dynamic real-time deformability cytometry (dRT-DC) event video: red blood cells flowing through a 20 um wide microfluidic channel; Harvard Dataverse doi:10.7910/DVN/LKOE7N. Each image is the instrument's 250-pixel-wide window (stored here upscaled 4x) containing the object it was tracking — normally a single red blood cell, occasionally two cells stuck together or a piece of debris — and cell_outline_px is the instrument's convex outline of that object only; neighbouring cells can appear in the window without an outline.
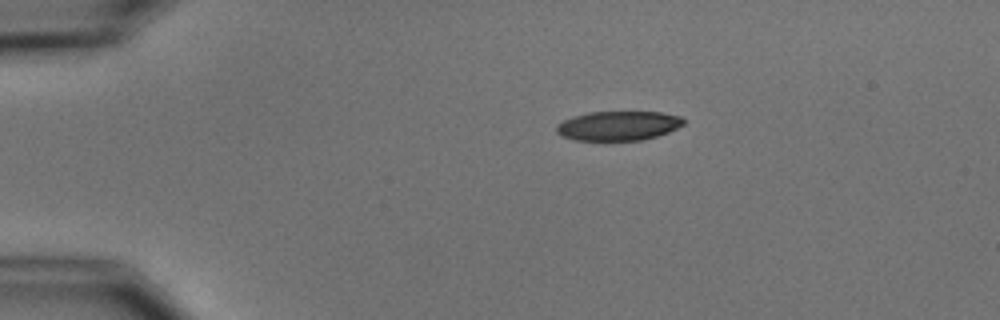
{"species": "common noctule bat (a hibernating species)", "species_latin": "Nyctalus noctula", "temperature_condition": "cold", "stored_images_in_passage": 5, "camera_frame_rate_fps": 3000, "um_per_image_px": 0.085, "animal": {"sex": "male", "body_mass_g": 15.6}, "frame": {"image": 1, "passage_image": 1, "time_ms": 0.0, "image_size_px": [1000, 320], "cell_outline_px": [[684, 124], [668, 132], [656, 136], [640, 140], [572, 140], [560, 136], [556, 132], [556, 124], [572, 116], [588, 112], [660, 112], [680, 116], [684, 120]], "centroid_in_image_um": [52.5, 10.69], "position_along_channel_um": 32.5, "area_um2": 21.79}}
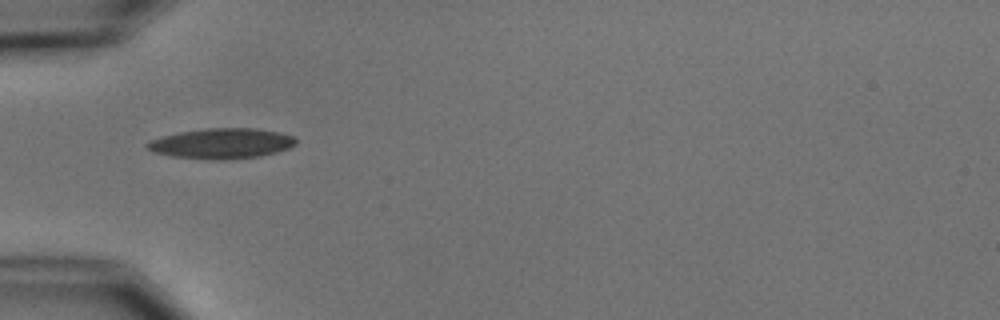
{"frame": {"image": 2, "passage_image": 3, "time_ms": 2.333, "image_size_px": [1000, 320], "cell_outline_px": [[296, 144], [288, 148], [276, 152], [260, 156], [228, 160], [208, 160], [172, 156], [152, 152], [144, 144], [148, 140], [160, 136], [180, 132], [204, 128], [256, 128], [276, 132], [292, 136], [296, 140]], "centroid_in_image_um": [18.77, 12.2], "position_along_channel_um": 66.2, "area_um2": 26.47}}